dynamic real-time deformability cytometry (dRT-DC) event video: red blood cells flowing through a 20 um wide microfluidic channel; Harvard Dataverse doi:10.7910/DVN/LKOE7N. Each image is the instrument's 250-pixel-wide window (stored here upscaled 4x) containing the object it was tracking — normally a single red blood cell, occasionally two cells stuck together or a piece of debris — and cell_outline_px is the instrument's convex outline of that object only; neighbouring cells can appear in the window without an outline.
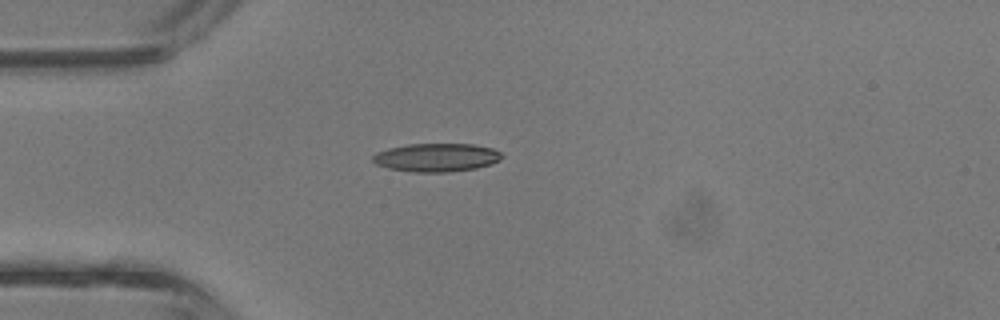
{"species": "common noctule bat (a hibernating species)", "species_latin": "Nyctalus noctula", "temperature_condition": "room temperature", "stored_images_in_passage": 5, "camera_frame_rate_fps": 3000, "um_per_image_px": 0.085, "animal": {"sex": "male", "body_mass_g": 13.3}, "frame": {"image": 1, "passage_image": 5, "time_ms": 1.333, "image_size_px": [1000, 320], "cell_outline_px": [[504, 156], [500, 160], [492, 164], [476, 168], [448, 172], [416, 172], [388, 168], [376, 164], [372, 160], [372, 156], [376, 152], [388, 148], [408, 144], [472, 144], [492, 148], [500, 152]], "centroid_in_image_um": [37.11, 13.38], "position_along_channel_um": 47.9, "area_um2": 21.39}}